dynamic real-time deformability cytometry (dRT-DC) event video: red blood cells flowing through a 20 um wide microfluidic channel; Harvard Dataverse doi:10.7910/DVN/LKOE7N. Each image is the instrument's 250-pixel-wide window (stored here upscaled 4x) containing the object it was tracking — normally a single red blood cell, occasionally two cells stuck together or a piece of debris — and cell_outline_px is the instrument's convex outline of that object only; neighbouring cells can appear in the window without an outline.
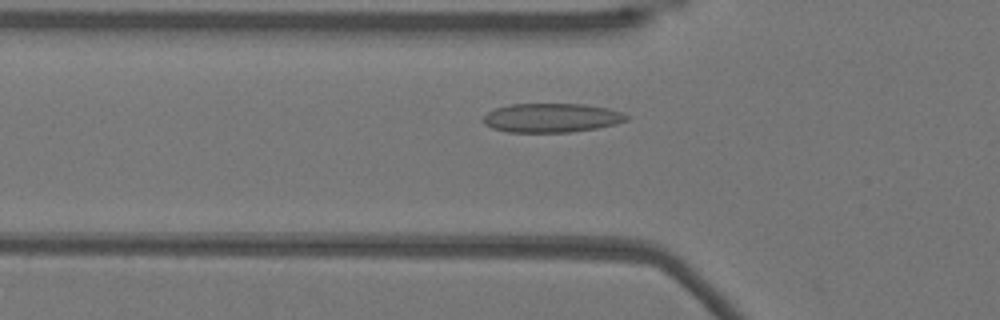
{"species": "Egyptian fruit bat (a non-hibernating species)", "species_latin": "Rousettus aegyptiacus", "temperature_condition": "warm", "stored_images_in_passage": 50, "camera_frame_rate_fps": 3000, "um_per_image_px": 0.085, "animal": {"sex": "female"}, "frame": {"image": 1, "passage_image": 15, "time_ms": 4.667, "image_size_px": [1000, 320], "cell_outline_px": [[628, 120], [616, 124], [596, 128], [568, 132], [508, 132], [492, 128], [484, 124], [484, 116], [488, 112], [496, 108], [508, 104], [584, 104], [608, 108], [624, 112], [628, 116]], "centroid_in_image_um": [46.9, 10.01], "position_along_channel_um": 78.9, "area_um2": 24.28}}
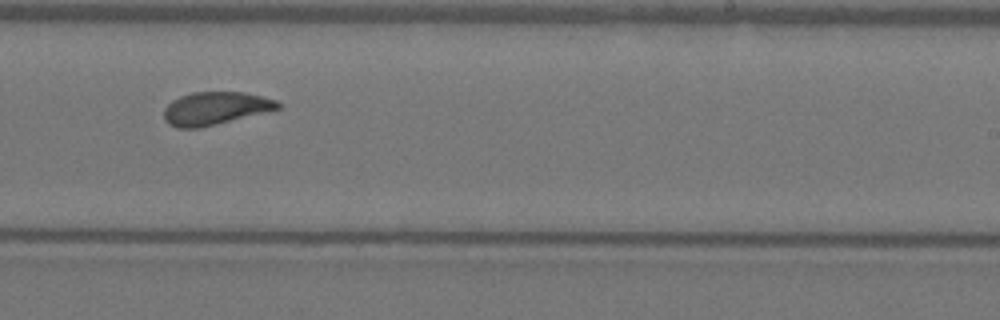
{"frame": {"image": 2, "passage_image": 30, "time_ms": 9.667, "image_size_px": [1000, 320], "cell_outline_px": [[280, 108], [200, 128], [176, 128], [168, 124], [164, 120], [164, 108], [172, 100], [180, 96], [192, 92], [244, 92], [276, 100], [280, 104]], "centroid_in_image_um": [18.24, 9.21], "position_along_channel_um": 270.8, "area_um2": 21.68}}
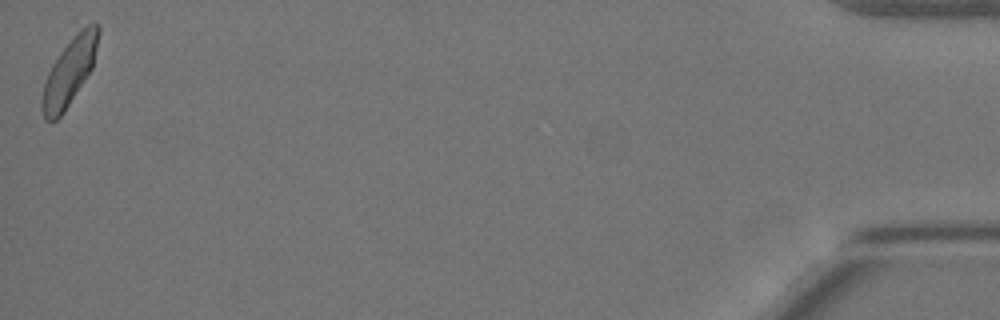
{"frame": {"image": 3, "passage_image": 50, "time_ms": 16.333, "image_size_px": [1000, 320], "cell_outline_px": [[100, 32], [92, 68], [64, 112], [56, 120], [44, 120], [40, 108], [40, 104], [44, 84], [48, 72], [52, 64], [60, 52], [88, 24], [96, 20], [100, 24]], "centroid_in_image_um": [5.89, 6.13], "position_along_channel_um": 429.3, "area_um2": 21.62}, "authors_computed_cell_mechanics": {"area_um2": 22.2241, "velocity_mm_per_s": 3.8283, "shape_relaxation_time_tau1_ms": 5.8679, "shape_relaxation_time_tau2_ms": 0.9994, "deformation_change_tau1": 0.1589, "deformation_change_tau2": 0.0594}}